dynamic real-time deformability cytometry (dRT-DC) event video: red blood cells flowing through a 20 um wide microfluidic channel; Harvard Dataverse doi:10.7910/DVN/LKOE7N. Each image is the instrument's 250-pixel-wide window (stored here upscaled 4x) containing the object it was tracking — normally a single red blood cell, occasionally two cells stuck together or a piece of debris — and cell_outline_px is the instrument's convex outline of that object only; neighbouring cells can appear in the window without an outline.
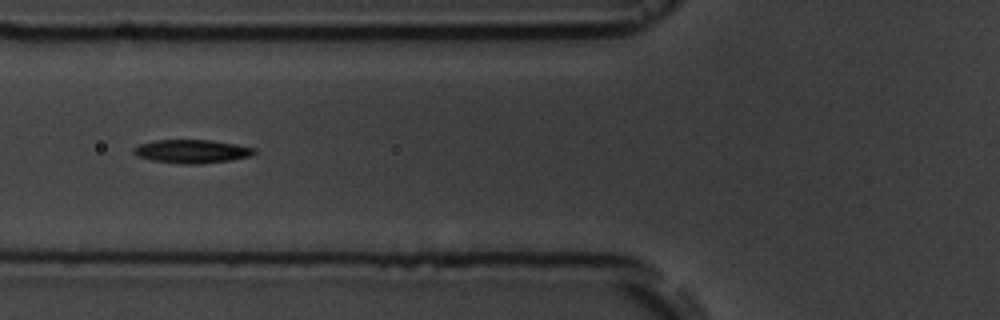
{"species": "common noctule bat (a hibernating species)", "species_latin": "Nyctalus noctula", "temperature_condition": "room temperature", "stored_images_in_passage": 15, "segment_of_instrument_passage": [1, 2], "camera_frame_rate_fps": 3000, "um_per_image_px": 0.085, "animal": {"sex": "male", "body_mass_g": 19.5, "forearm_length_mm": 54.6}, "frame": {"image": 1, "passage_image": 5, "time_ms": 4.667, "image_size_px": [1000, 320], "cell_outline_px": [[256, 152], [248, 156], [232, 160], [200, 164], [180, 164], [152, 160], [136, 156], [132, 152], [132, 148], [140, 144], [156, 140], [212, 140], [236, 144], [256, 148]], "centroid_in_image_um": [16.29, 12.87], "position_along_channel_um": 109.5, "area_um2": 16.59}}
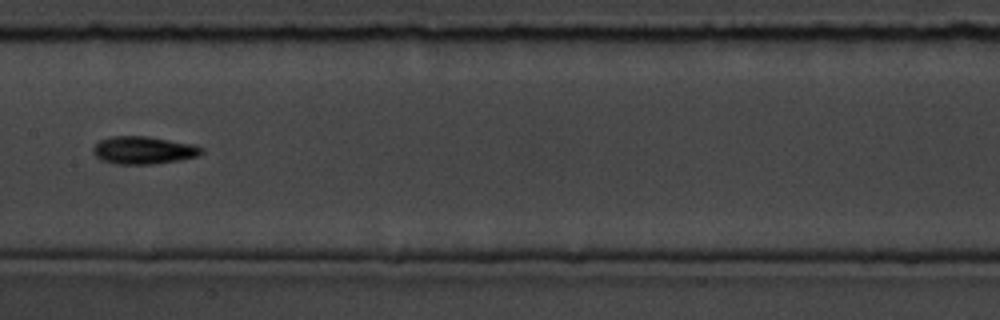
{"frame": {"image": 2, "passage_image": 7, "time_ms": 7.0, "image_size_px": [1000, 320], "cell_outline_px": [[204, 152], [196, 156], [176, 160], [152, 164], [116, 164], [100, 160], [92, 152], [92, 148], [100, 140], [112, 136], [148, 136], [192, 144], [204, 148]], "centroid_in_image_um": [12.16, 12.76], "position_along_channel_um": 195.2, "area_um2": 17.4}}
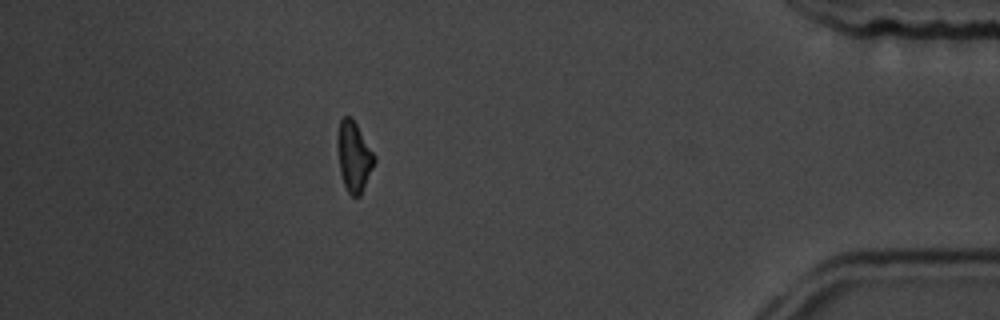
{"frame": {"image": 3, "passage_image": 13, "time_ms": 14.0, "image_size_px": [1000, 320], "cell_outline_px": [[376, 160], [360, 196], [352, 196], [348, 192], [344, 184], [340, 172], [336, 144], [336, 140], [340, 120], [344, 116], [352, 116], [376, 156]], "centroid_in_image_um": [30.07, 13.26], "position_along_channel_um": 405.1, "area_um2": 15.2}}